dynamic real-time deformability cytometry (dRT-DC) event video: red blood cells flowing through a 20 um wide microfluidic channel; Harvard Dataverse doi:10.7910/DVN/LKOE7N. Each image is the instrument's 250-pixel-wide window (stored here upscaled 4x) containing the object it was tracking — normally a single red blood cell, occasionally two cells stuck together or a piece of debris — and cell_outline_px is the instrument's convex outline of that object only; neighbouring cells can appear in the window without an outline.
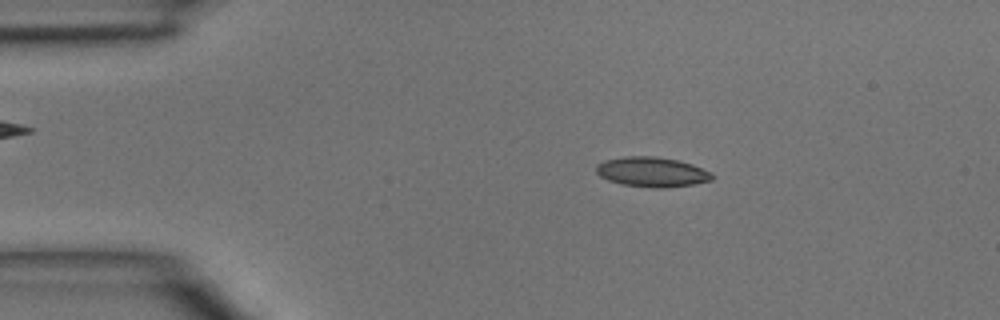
{"species": "common noctule bat (a hibernating species)", "species_latin": "Nyctalus noctula", "temperature_condition": "room temperature", "stored_images_in_passage": 45, "camera_frame_rate_fps": 3000, "um_per_image_px": 0.085, "animal": {"sex": "male", "body_mass_g": 15.6}, "frame": {"image": 1, "passage_image": 7, "time_ms": 2.0, "image_size_px": [1000, 320], "cell_outline_px": [[716, 176], [712, 180], [692, 184], [664, 188], [656, 188], [624, 184], [608, 180], [600, 176], [596, 172], [596, 164], [604, 160], [624, 156], [656, 156], [676, 160], [692, 164], [712, 172]], "centroid_in_image_um": [55.42, 14.61], "position_along_channel_um": 29.6, "area_um2": 20.17}}
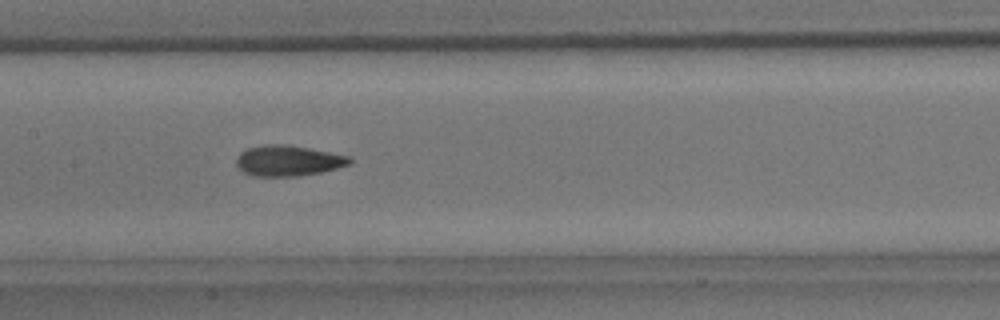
{"frame": {"image": 2, "passage_image": 21, "time_ms": 6.667, "image_size_px": [1000, 320], "cell_outline_px": [[352, 164], [320, 172], [296, 176], [252, 176], [244, 172], [236, 164], [236, 156], [240, 152], [248, 148], [268, 144], [284, 144], [308, 148], [348, 156], [352, 160]], "centroid_in_image_um": [24.46, 13.66], "position_along_channel_um": 182.9, "area_um2": 20.06}}
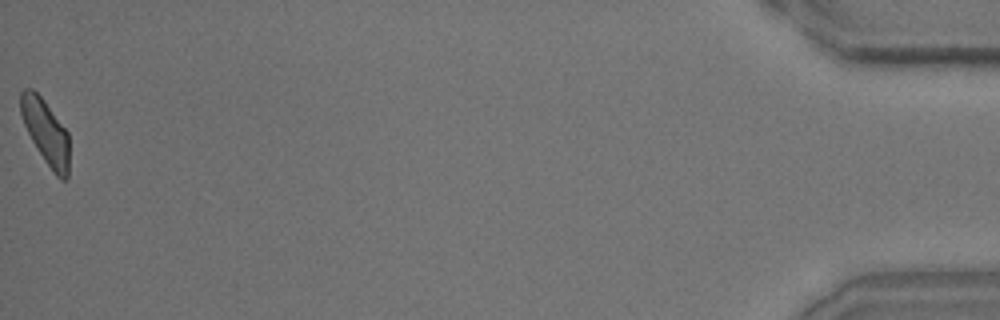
{"frame": {"image": 3, "passage_image": 45, "time_ms": 14.667, "image_size_px": [1000, 320], "cell_outline_px": [[68, 176], [64, 180], [60, 180], [56, 176], [44, 160], [32, 140], [24, 124], [20, 112], [20, 92], [24, 88], [32, 88], [44, 100], [68, 132]], "centroid_in_image_um": [3.88, 11.2], "position_along_channel_um": 431.3, "area_um2": 18.15}}